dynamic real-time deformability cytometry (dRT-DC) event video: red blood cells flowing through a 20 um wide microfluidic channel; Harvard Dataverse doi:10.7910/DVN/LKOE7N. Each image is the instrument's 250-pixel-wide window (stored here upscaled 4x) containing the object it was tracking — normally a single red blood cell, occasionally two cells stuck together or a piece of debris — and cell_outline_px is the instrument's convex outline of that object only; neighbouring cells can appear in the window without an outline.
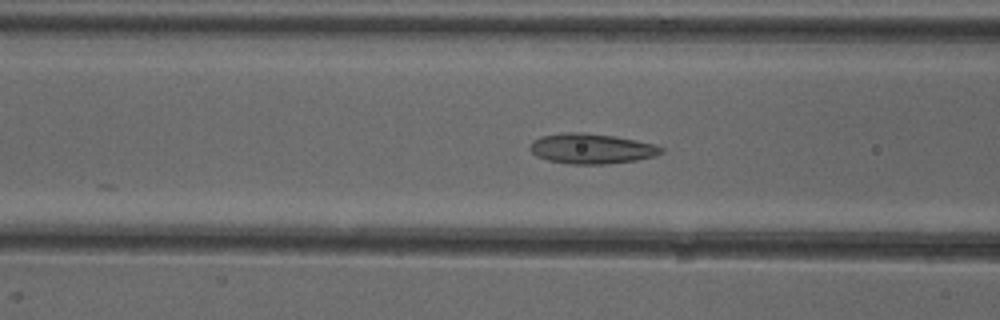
{"species": "common noctule bat (a hibernating species)", "species_latin": "Nyctalus noctula", "temperature_condition": "cold", "stored_images_in_passage": 27, "camera_frame_rate_fps": 3000, "um_per_image_px": 0.085, "animal": {"sex": "female"}, "frame": {"image": 1, "passage_image": 21, "time_ms": 6.667, "image_size_px": [1000, 320], "cell_outline_px": [[664, 152], [656, 156], [636, 160], [608, 164], [568, 164], [548, 160], [536, 156], [528, 148], [532, 140], [540, 136], [564, 132], [580, 132], [616, 136], [656, 144], [664, 148]], "centroid_in_image_um": [50.28, 12.63], "position_along_channel_um": 116.3, "area_um2": 23.41}}
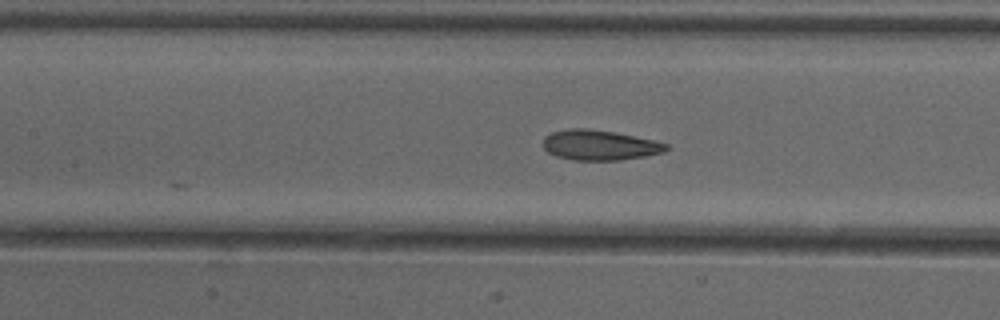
{"frame": {"image": 2, "passage_image": 24, "time_ms": 7.667, "image_size_px": [1000, 320], "cell_outline_px": [[668, 148], [664, 152], [644, 156], [620, 160], [576, 160], [556, 156], [548, 152], [544, 148], [544, 136], [552, 132], [568, 128], [584, 128], [616, 132], [652, 140], [668, 144]], "centroid_in_image_um": [50.95, 12.33], "position_along_channel_um": 156.5, "area_um2": 21.5}}